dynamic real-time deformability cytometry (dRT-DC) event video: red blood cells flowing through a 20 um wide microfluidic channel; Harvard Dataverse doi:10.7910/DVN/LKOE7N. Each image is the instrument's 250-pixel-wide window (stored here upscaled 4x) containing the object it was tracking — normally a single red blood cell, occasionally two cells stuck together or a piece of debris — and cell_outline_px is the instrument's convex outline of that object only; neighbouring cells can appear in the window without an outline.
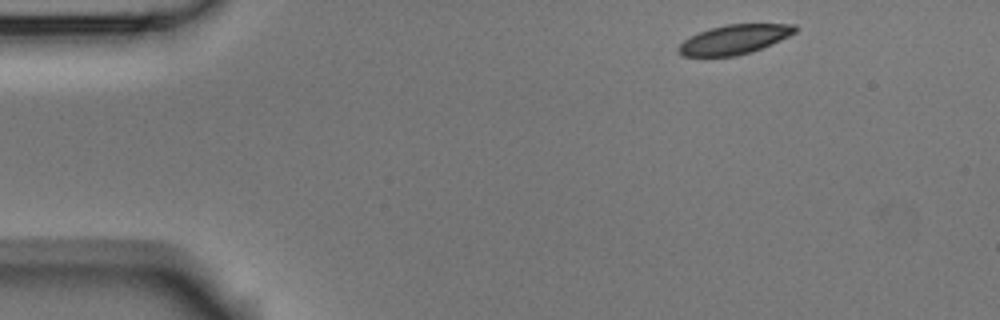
{"species": "Egyptian fruit bat (a non-hibernating species)", "species_latin": "Rousettus aegyptiacus", "temperature_condition": "room temperature", "stored_images_in_passage": 3, "camera_frame_rate_fps": 3000, "um_per_image_px": 0.085, "animal": {"sex": "male"}, "frame": {"image": 1, "passage_image": 1, "time_ms": 0.0, "image_size_px": [1000, 320], "cell_outline_px": [[796, 32], [780, 40], [752, 52], [736, 56], [684, 56], [676, 52], [676, 48], [684, 40], [700, 32], [712, 28], [728, 24], [796, 24]], "centroid_in_image_um": [62.4, 3.36], "position_along_channel_um": 22.6, "area_um2": 19.77}}